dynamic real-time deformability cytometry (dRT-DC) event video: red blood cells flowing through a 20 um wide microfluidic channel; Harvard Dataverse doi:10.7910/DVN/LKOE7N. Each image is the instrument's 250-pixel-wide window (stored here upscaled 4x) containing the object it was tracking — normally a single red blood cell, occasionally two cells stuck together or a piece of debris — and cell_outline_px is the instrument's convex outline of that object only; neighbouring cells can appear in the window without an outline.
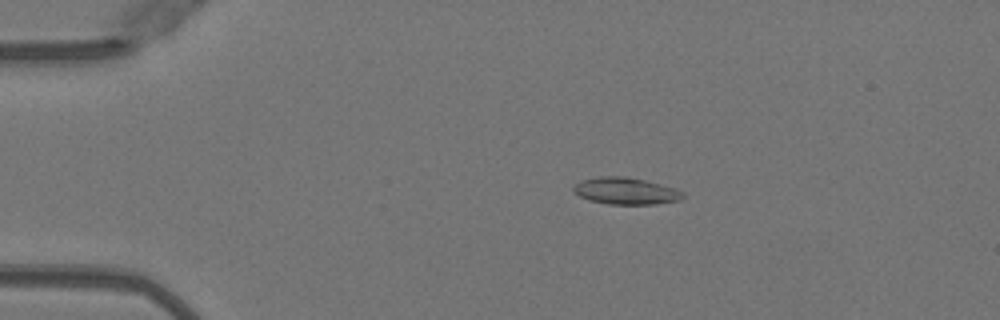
{"species": "Egyptian fruit bat (a non-hibernating species)", "species_latin": "Rousettus aegyptiacus", "temperature_condition": "warm", "stored_images_in_passage": 51, "camera_frame_rate_fps": 3000, "um_per_image_px": 0.085, "animal": {"sex": "female"}, "frame": {"image": 1, "passage_image": 11, "time_ms": 3.333, "image_size_px": [1000, 320], "cell_outline_px": [[684, 196], [680, 200], [656, 204], [608, 204], [588, 200], [580, 196], [572, 188], [580, 180], [600, 176], [628, 176], [676, 188], [684, 192]], "centroid_in_image_um": [53.2, 16.23], "position_along_channel_um": 31.8, "area_um2": 17.17}}
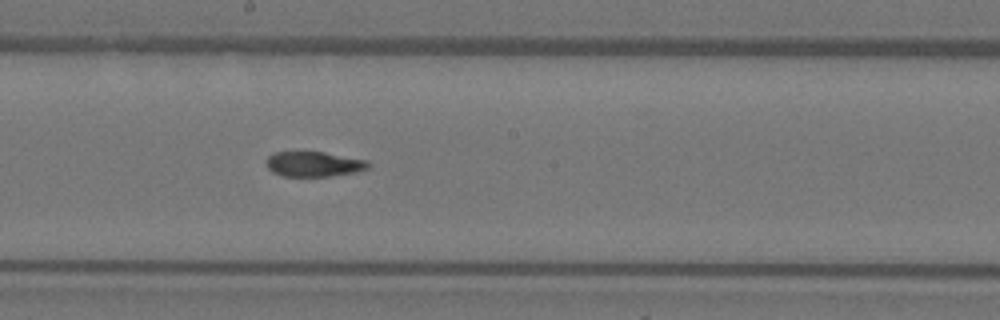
{"frame": {"image": 2, "passage_image": 29, "time_ms": 9.333, "image_size_px": [1000, 320], "cell_outline_px": [[372, 164], [368, 168], [356, 172], [328, 176], [284, 176], [272, 172], [268, 168], [264, 160], [268, 156], [276, 152], [324, 152], [368, 160]], "centroid_in_image_um": [26.68, 13.94], "position_along_channel_um": 221.5, "area_um2": 14.97}}
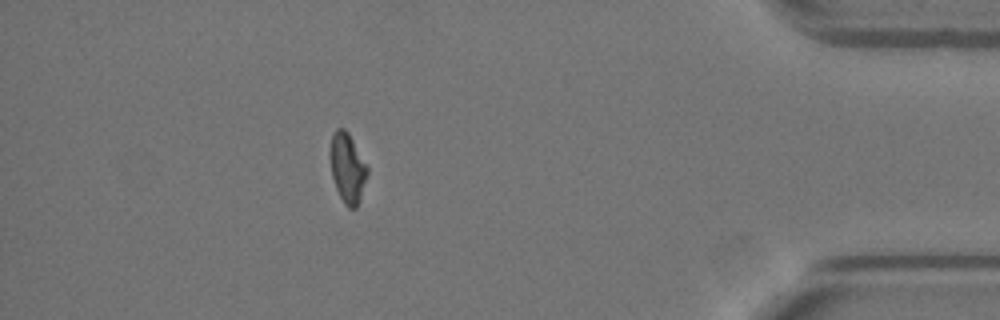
{"frame": {"image": 3, "passage_image": 46, "time_ms": 15.0, "image_size_px": [1000, 320], "cell_outline_px": [[368, 172], [356, 208], [348, 208], [344, 204], [336, 188], [332, 176], [328, 156], [328, 152], [332, 132], [336, 128], [344, 128], [348, 132], [368, 168]], "centroid_in_image_um": [29.48, 14.22], "position_along_channel_um": 405.7, "area_um2": 15.14}, "authors_computed_cell_mechanics": {"area_um2": 16.2996, "velocity_mm_per_s": 4.0505, "shape_relaxation_time_tau1_ms": null, "shape_relaxation_time_tau2_ms": 2.7852, "deformation_change_tau1": null, "deformation_change_tau2": 0.0736}}